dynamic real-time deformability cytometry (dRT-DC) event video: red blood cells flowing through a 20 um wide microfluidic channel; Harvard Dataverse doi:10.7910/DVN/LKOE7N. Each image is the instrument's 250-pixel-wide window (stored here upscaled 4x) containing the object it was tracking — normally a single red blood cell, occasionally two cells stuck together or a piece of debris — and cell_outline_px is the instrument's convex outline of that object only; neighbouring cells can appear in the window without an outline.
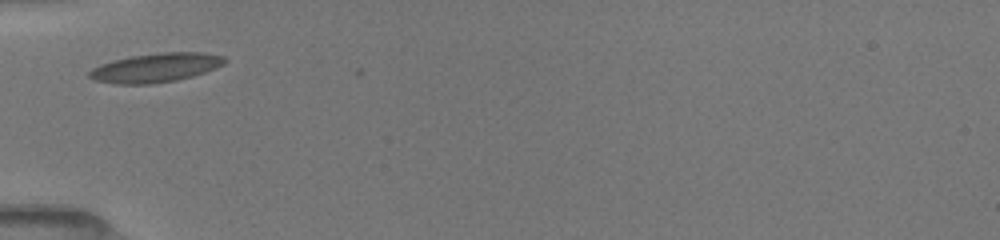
{"species": "common noctule bat (a hibernating species)", "species_latin": "Nyctalus noctula", "temperature_condition": "room temperature", "stored_images_in_passage": 3, "camera_frame_rate_fps": 3000, "um_per_image_px": 0.085, "animal": {"sex": "female", "body_mass_g": 19.5, "forearm_length_mm": 54.1}, "frame": {"image": 1, "passage_image": 2, "time_ms": 0.667, "image_size_px": [1000, 240], "cell_outline_px": [[228, 60], [224, 64], [216, 68], [192, 76], [176, 80], [152, 84], [116, 84], [96, 80], [88, 76], [88, 72], [92, 68], [100, 64], [112, 60], [132, 56], [160, 52], [204, 52], [224, 56]], "centroid_in_image_um": [13.25, 5.74], "position_along_channel_um": 71.7, "area_um2": 23.0}}